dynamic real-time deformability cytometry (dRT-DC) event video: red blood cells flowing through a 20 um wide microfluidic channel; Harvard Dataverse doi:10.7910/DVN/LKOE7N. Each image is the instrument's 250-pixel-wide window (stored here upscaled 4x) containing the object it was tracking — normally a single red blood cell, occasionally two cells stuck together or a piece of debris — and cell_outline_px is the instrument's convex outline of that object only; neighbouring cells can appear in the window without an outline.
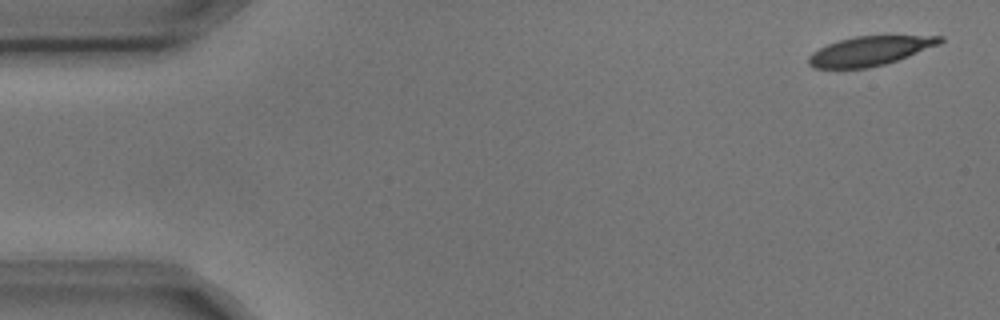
{"species": "common noctule bat (a hibernating species)", "species_latin": "Nyctalus noctula", "temperature_condition": "cold", "stored_images_in_passage": 4, "camera_frame_rate_fps": 3000, "um_per_image_px": 0.085, "animal": {"sex": "male", "body_mass_g": 17.9, "forearm_length_mm": 54.2}, "frame": {"image": 1, "passage_image": 1, "time_ms": 0.0, "image_size_px": [1000, 320], "cell_outline_px": [[944, 40], [940, 44], [908, 56], [884, 64], [868, 68], [812, 68], [808, 64], [808, 56], [812, 52], [828, 44], [840, 40], [856, 36], [944, 36]], "centroid_in_image_um": [73.92, 4.33], "position_along_channel_um": 11.1, "area_um2": 22.2}}